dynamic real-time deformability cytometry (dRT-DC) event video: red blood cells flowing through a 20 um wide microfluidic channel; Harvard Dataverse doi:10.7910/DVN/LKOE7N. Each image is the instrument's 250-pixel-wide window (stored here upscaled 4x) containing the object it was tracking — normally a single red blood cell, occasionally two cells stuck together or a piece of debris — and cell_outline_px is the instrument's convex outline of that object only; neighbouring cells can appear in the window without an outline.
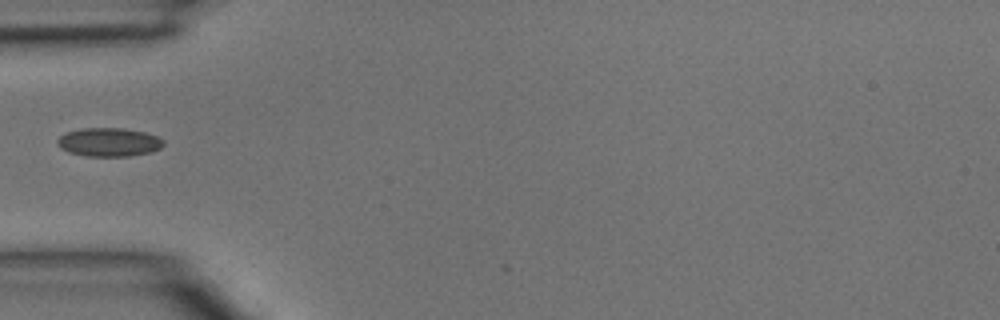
{"species": "common noctule bat (a hibernating species)", "species_latin": "Nyctalus noctula", "temperature_condition": "room temperature", "stored_images_in_passage": 4, "segment_of_instrument_passage": [2, 2], "camera_frame_rate_fps": 3000, "um_per_image_px": 0.085, "animal": {"sex": "male", "body_mass_g": 15.6}, "frame": {"image": 1, "passage_image": 4, "time_ms": 1.0, "image_size_px": [1000, 320], "cell_outline_px": [[164, 144], [160, 148], [152, 152], [128, 156], [88, 156], [68, 152], [60, 148], [56, 144], [56, 140], [64, 132], [80, 128], [124, 128], [144, 132], [156, 136], [164, 140]], "centroid_in_image_um": [9.22, 12.08], "position_along_channel_um": 75.8, "area_um2": 17.86}}